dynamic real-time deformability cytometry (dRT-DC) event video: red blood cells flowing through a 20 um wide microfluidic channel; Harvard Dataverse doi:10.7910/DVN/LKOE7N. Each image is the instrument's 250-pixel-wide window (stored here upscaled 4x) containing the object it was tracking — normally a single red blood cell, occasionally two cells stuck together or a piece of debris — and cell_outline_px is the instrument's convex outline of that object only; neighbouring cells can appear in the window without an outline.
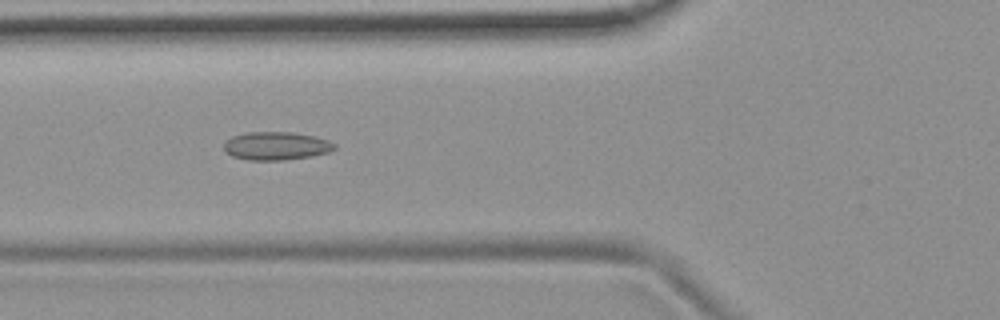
{"species": "common noctule bat (a hibernating species)", "species_latin": "Nyctalus noctula", "temperature_condition": "room temperature", "stored_images_in_passage": 54, "camera_frame_rate_fps": 3000, "um_per_image_px": 0.085, "animal": {"sex": "female", "body_mass_g": 19.9}, "frame": {"image": 1, "passage_image": 20, "time_ms": 6.333, "image_size_px": [1000, 320], "cell_outline_px": [[336, 148], [328, 152], [312, 156], [284, 160], [248, 160], [232, 156], [224, 152], [224, 144], [232, 136], [244, 132], [292, 132], [316, 136], [328, 140], [336, 144]], "centroid_in_image_um": [23.48, 12.4], "position_along_channel_um": 102.3, "area_um2": 18.32}}
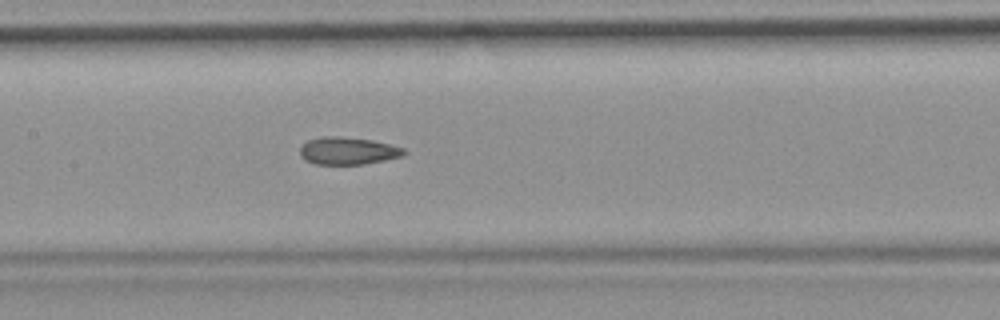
{"frame": {"image": 2, "passage_image": 26, "time_ms": 8.333, "image_size_px": [1000, 320], "cell_outline_px": [[408, 152], [404, 156], [364, 164], [316, 164], [304, 160], [300, 156], [300, 148], [308, 140], [324, 136], [340, 136], [372, 140], [404, 148]], "centroid_in_image_um": [29.58, 12.82], "position_along_channel_um": 177.8, "area_um2": 16.65}}
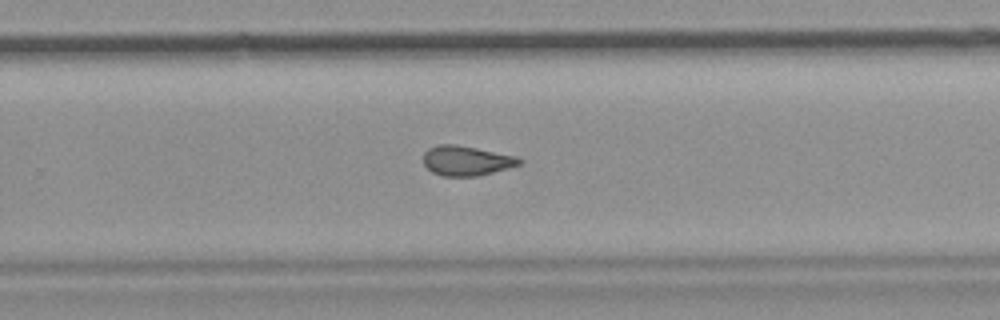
{"frame": {"image": 3, "passage_image": 35, "time_ms": 11.333, "image_size_px": [1000, 320], "cell_outline_px": [[524, 160], [520, 164], [508, 168], [476, 176], [444, 176], [432, 172], [424, 164], [424, 152], [428, 148], [440, 144], [456, 144], [516, 156]], "centroid_in_image_um": [39.64, 13.65], "position_along_channel_um": 290.2, "area_um2": 16.53}, "authors_computed_cell_mechanics": {"area_um2": 17.4267, "velocity_mm_per_s": 3.759, "shape_relaxation_time_tau1_ms": null, "shape_relaxation_time_tau2_ms": 2.247, "deformation_change_tau1": null, "deformation_change_tau2": 0.1006}}